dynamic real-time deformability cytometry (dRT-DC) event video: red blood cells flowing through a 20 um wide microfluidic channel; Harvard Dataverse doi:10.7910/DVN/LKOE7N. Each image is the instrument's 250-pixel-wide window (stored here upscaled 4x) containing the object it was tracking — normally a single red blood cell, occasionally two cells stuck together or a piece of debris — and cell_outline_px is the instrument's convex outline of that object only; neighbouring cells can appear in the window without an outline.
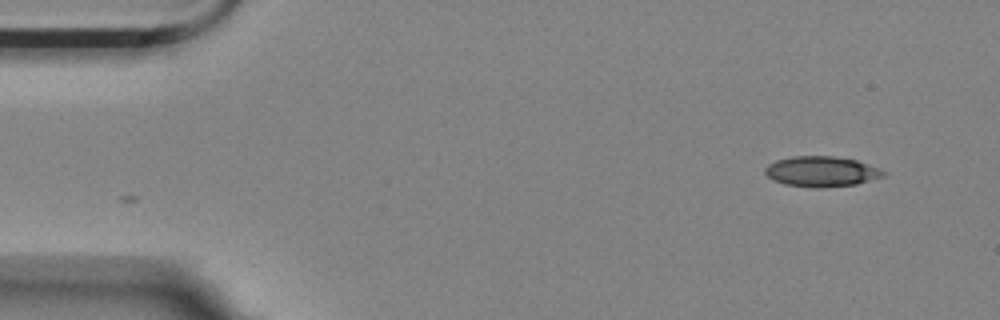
{"species": "Egyptian fruit bat (a non-hibernating species)", "species_latin": "Rousettus aegyptiacus", "temperature_condition": "room temperature", "stored_images_in_passage": 41, "camera_frame_rate_fps": 3000, "um_per_image_px": 0.085, "animal": {"sex": "female"}, "frame": {"image": 1, "passage_image": 1, "time_ms": 0.0, "image_size_px": [1000, 320], "cell_outline_px": [[888, 172], [884, 176], [856, 184], [816, 188], [812, 188], [784, 184], [772, 180], [764, 172], [764, 168], [768, 164], [776, 160], [792, 156], [832, 156], [856, 160], [880, 168]], "centroid_in_image_um": [69.81, 14.58], "position_along_channel_um": 15.2, "area_um2": 21.04}}
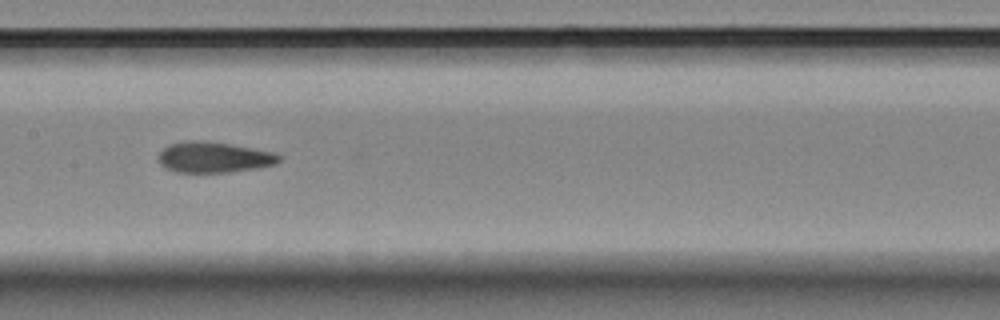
{"frame": {"image": 2, "passage_image": 24, "time_ms": 7.667, "image_size_px": [1000, 320], "cell_outline_px": [[280, 160], [276, 164], [256, 168], [228, 172], [176, 172], [164, 168], [160, 164], [156, 156], [168, 144], [188, 140], [196, 140], [228, 144], [276, 152], [280, 156]], "centroid_in_image_um": [18.14, 13.37], "position_along_channel_um": 189.3, "area_um2": 21.62}}
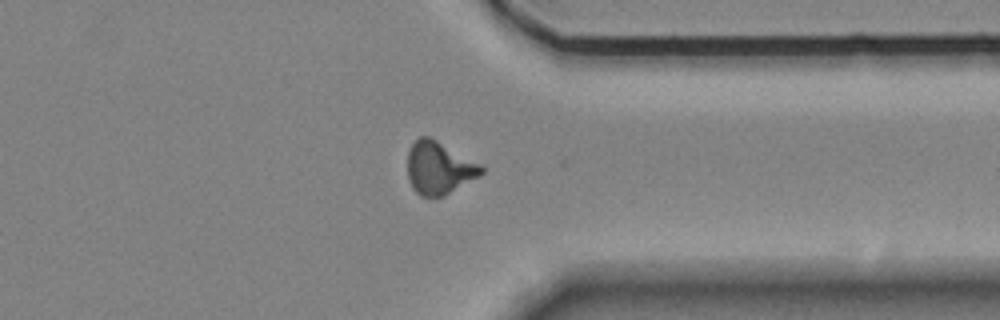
{"frame": {"image": 3, "passage_image": 40, "time_ms": 13.0, "image_size_px": [1000, 320], "cell_outline_px": [[484, 172], [480, 176], [444, 196], [420, 196], [412, 188], [408, 176], [408, 152], [412, 144], [420, 136], [428, 136], [484, 164]], "centroid_in_image_um": [37.36, 14.27], "position_along_channel_um": 374.0, "area_um2": 22.83}, "authors_computed_cell_mechanics": {"area_um2": 21.675, "velocity_mm_per_s": 3.53, "shape_relaxation_time_tau1_ms": null, "shape_relaxation_time_tau2_ms": 2.6245, "deformation_change_tau1": null, "deformation_change_tau2": 0.0941}}